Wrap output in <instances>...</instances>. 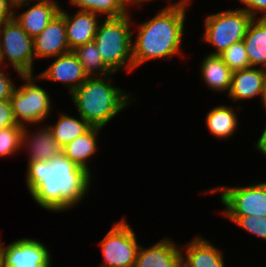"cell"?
I'll list each match as a JSON object with an SVG mask.
<instances>
[{
    "instance_id": "1",
    "label": "cell",
    "mask_w": 266,
    "mask_h": 267,
    "mask_svg": "<svg viewBox=\"0 0 266 267\" xmlns=\"http://www.w3.org/2000/svg\"><path fill=\"white\" fill-rule=\"evenodd\" d=\"M91 173L63 155L52 161L28 162L26 185L33 200L45 210L64 212L87 195Z\"/></svg>"
},
{
    "instance_id": "2",
    "label": "cell",
    "mask_w": 266,
    "mask_h": 267,
    "mask_svg": "<svg viewBox=\"0 0 266 267\" xmlns=\"http://www.w3.org/2000/svg\"><path fill=\"white\" fill-rule=\"evenodd\" d=\"M186 10L164 8L149 21L138 27L135 42L132 41L134 69L156 59H172L181 51Z\"/></svg>"
},
{
    "instance_id": "3",
    "label": "cell",
    "mask_w": 266,
    "mask_h": 267,
    "mask_svg": "<svg viewBox=\"0 0 266 267\" xmlns=\"http://www.w3.org/2000/svg\"><path fill=\"white\" fill-rule=\"evenodd\" d=\"M109 77L88 78L70 94L79 116L92 127L103 128L131 104V94L109 83Z\"/></svg>"
},
{
    "instance_id": "4",
    "label": "cell",
    "mask_w": 266,
    "mask_h": 267,
    "mask_svg": "<svg viewBox=\"0 0 266 267\" xmlns=\"http://www.w3.org/2000/svg\"><path fill=\"white\" fill-rule=\"evenodd\" d=\"M131 14L118 18H104L99 23L94 42L104 63L116 73L121 68L134 70L132 57Z\"/></svg>"
},
{
    "instance_id": "5",
    "label": "cell",
    "mask_w": 266,
    "mask_h": 267,
    "mask_svg": "<svg viewBox=\"0 0 266 267\" xmlns=\"http://www.w3.org/2000/svg\"><path fill=\"white\" fill-rule=\"evenodd\" d=\"M252 16L245 10H225L205 17L204 42L215 47L210 55H220L246 35Z\"/></svg>"
},
{
    "instance_id": "6",
    "label": "cell",
    "mask_w": 266,
    "mask_h": 267,
    "mask_svg": "<svg viewBox=\"0 0 266 267\" xmlns=\"http://www.w3.org/2000/svg\"><path fill=\"white\" fill-rule=\"evenodd\" d=\"M33 74L21 75L25 83L15 88L10 98L14 118L18 125L30 127L29 124L44 122L50 116L52 102L44 88L38 86Z\"/></svg>"
},
{
    "instance_id": "7",
    "label": "cell",
    "mask_w": 266,
    "mask_h": 267,
    "mask_svg": "<svg viewBox=\"0 0 266 267\" xmlns=\"http://www.w3.org/2000/svg\"><path fill=\"white\" fill-rule=\"evenodd\" d=\"M1 66L5 60L11 64L17 74H33L34 54L31 38L15 19L0 26Z\"/></svg>"
},
{
    "instance_id": "8",
    "label": "cell",
    "mask_w": 266,
    "mask_h": 267,
    "mask_svg": "<svg viewBox=\"0 0 266 267\" xmlns=\"http://www.w3.org/2000/svg\"><path fill=\"white\" fill-rule=\"evenodd\" d=\"M209 190L206 194L222 192L220 201L226 207L221 212L224 216H266V182L244 187H224L223 185Z\"/></svg>"
},
{
    "instance_id": "9",
    "label": "cell",
    "mask_w": 266,
    "mask_h": 267,
    "mask_svg": "<svg viewBox=\"0 0 266 267\" xmlns=\"http://www.w3.org/2000/svg\"><path fill=\"white\" fill-rule=\"evenodd\" d=\"M125 219L116 222L100 246L104 263L101 267H134L140 244Z\"/></svg>"
},
{
    "instance_id": "10",
    "label": "cell",
    "mask_w": 266,
    "mask_h": 267,
    "mask_svg": "<svg viewBox=\"0 0 266 267\" xmlns=\"http://www.w3.org/2000/svg\"><path fill=\"white\" fill-rule=\"evenodd\" d=\"M0 241L3 267H51L49 249L36 239L14 240L8 246Z\"/></svg>"
},
{
    "instance_id": "11",
    "label": "cell",
    "mask_w": 266,
    "mask_h": 267,
    "mask_svg": "<svg viewBox=\"0 0 266 267\" xmlns=\"http://www.w3.org/2000/svg\"><path fill=\"white\" fill-rule=\"evenodd\" d=\"M34 54L38 59L57 57L70 52L66 38L65 11H60L48 23L46 28L33 38Z\"/></svg>"
},
{
    "instance_id": "12",
    "label": "cell",
    "mask_w": 266,
    "mask_h": 267,
    "mask_svg": "<svg viewBox=\"0 0 266 267\" xmlns=\"http://www.w3.org/2000/svg\"><path fill=\"white\" fill-rule=\"evenodd\" d=\"M34 0H31V2ZM37 1V2H36ZM30 0H16L14 11L20 7L29 6ZM36 4L29 7V9L14 15V19L21 26V28L31 37L35 38L39 35L60 11V6L54 0H35Z\"/></svg>"
},
{
    "instance_id": "13",
    "label": "cell",
    "mask_w": 266,
    "mask_h": 267,
    "mask_svg": "<svg viewBox=\"0 0 266 267\" xmlns=\"http://www.w3.org/2000/svg\"><path fill=\"white\" fill-rule=\"evenodd\" d=\"M36 79L62 82L69 89V93H72L88 79V76L77 55L70 51L57 56L46 70L37 75Z\"/></svg>"
},
{
    "instance_id": "14",
    "label": "cell",
    "mask_w": 266,
    "mask_h": 267,
    "mask_svg": "<svg viewBox=\"0 0 266 267\" xmlns=\"http://www.w3.org/2000/svg\"><path fill=\"white\" fill-rule=\"evenodd\" d=\"M181 255L182 249L166 237L148 248L140 246L134 267H182Z\"/></svg>"
},
{
    "instance_id": "15",
    "label": "cell",
    "mask_w": 266,
    "mask_h": 267,
    "mask_svg": "<svg viewBox=\"0 0 266 267\" xmlns=\"http://www.w3.org/2000/svg\"><path fill=\"white\" fill-rule=\"evenodd\" d=\"M98 14L78 10L74 15L65 11L66 38L70 51L92 42L99 25Z\"/></svg>"
},
{
    "instance_id": "16",
    "label": "cell",
    "mask_w": 266,
    "mask_h": 267,
    "mask_svg": "<svg viewBox=\"0 0 266 267\" xmlns=\"http://www.w3.org/2000/svg\"><path fill=\"white\" fill-rule=\"evenodd\" d=\"M266 86V69L249 67L232 72L229 98L241 101L260 95L262 99Z\"/></svg>"
},
{
    "instance_id": "17",
    "label": "cell",
    "mask_w": 266,
    "mask_h": 267,
    "mask_svg": "<svg viewBox=\"0 0 266 267\" xmlns=\"http://www.w3.org/2000/svg\"><path fill=\"white\" fill-rule=\"evenodd\" d=\"M23 128L21 145L22 148L26 146L30 153L27 162L52 161L62 156V147L55 140L48 127L40 128L32 133V136L27 126Z\"/></svg>"
},
{
    "instance_id": "18",
    "label": "cell",
    "mask_w": 266,
    "mask_h": 267,
    "mask_svg": "<svg viewBox=\"0 0 266 267\" xmlns=\"http://www.w3.org/2000/svg\"><path fill=\"white\" fill-rule=\"evenodd\" d=\"M182 251V267H225L223 254L220 249L213 246L208 240L195 236ZM185 254V255H184Z\"/></svg>"
},
{
    "instance_id": "19",
    "label": "cell",
    "mask_w": 266,
    "mask_h": 267,
    "mask_svg": "<svg viewBox=\"0 0 266 267\" xmlns=\"http://www.w3.org/2000/svg\"><path fill=\"white\" fill-rule=\"evenodd\" d=\"M102 128L91 127L83 135L78 136L73 141L62 147V155L68 158L76 166L90 171L87 161L95 155L97 147V133Z\"/></svg>"
},
{
    "instance_id": "20",
    "label": "cell",
    "mask_w": 266,
    "mask_h": 267,
    "mask_svg": "<svg viewBox=\"0 0 266 267\" xmlns=\"http://www.w3.org/2000/svg\"><path fill=\"white\" fill-rule=\"evenodd\" d=\"M250 67L266 69V19L253 18L243 38Z\"/></svg>"
},
{
    "instance_id": "21",
    "label": "cell",
    "mask_w": 266,
    "mask_h": 267,
    "mask_svg": "<svg viewBox=\"0 0 266 267\" xmlns=\"http://www.w3.org/2000/svg\"><path fill=\"white\" fill-rule=\"evenodd\" d=\"M201 74L206 85L211 90L229 92L231 87L232 71L223 62L219 55H208L201 63Z\"/></svg>"
},
{
    "instance_id": "22",
    "label": "cell",
    "mask_w": 266,
    "mask_h": 267,
    "mask_svg": "<svg viewBox=\"0 0 266 267\" xmlns=\"http://www.w3.org/2000/svg\"><path fill=\"white\" fill-rule=\"evenodd\" d=\"M231 106L220 105L212 108L206 116V125L210 134L218 138H228L237 130L238 116Z\"/></svg>"
},
{
    "instance_id": "23",
    "label": "cell",
    "mask_w": 266,
    "mask_h": 267,
    "mask_svg": "<svg viewBox=\"0 0 266 267\" xmlns=\"http://www.w3.org/2000/svg\"><path fill=\"white\" fill-rule=\"evenodd\" d=\"M91 127L81 116L78 119L64 113L60 114L57 123L48 126L53 137L61 147L73 141L78 136L83 135Z\"/></svg>"
},
{
    "instance_id": "24",
    "label": "cell",
    "mask_w": 266,
    "mask_h": 267,
    "mask_svg": "<svg viewBox=\"0 0 266 267\" xmlns=\"http://www.w3.org/2000/svg\"><path fill=\"white\" fill-rule=\"evenodd\" d=\"M73 52L77 55L79 62L83 65L85 74L88 78L98 77L97 74L99 77L114 74V72L104 63L94 41L77 47Z\"/></svg>"
},
{
    "instance_id": "25",
    "label": "cell",
    "mask_w": 266,
    "mask_h": 267,
    "mask_svg": "<svg viewBox=\"0 0 266 267\" xmlns=\"http://www.w3.org/2000/svg\"><path fill=\"white\" fill-rule=\"evenodd\" d=\"M79 10L88 11L105 18H118L127 15L130 2L128 0H69ZM105 14V15H104Z\"/></svg>"
},
{
    "instance_id": "26",
    "label": "cell",
    "mask_w": 266,
    "mask_h": 267,
    "mask_svg": "<svg viewBox=\"0 0 266 267\" xmlns=\"http://www.w3.org/2000/svg\"><path fill=\"white\" fill-rule=\"evenodd\" d=\"M219 56L232 72L250 67L243 40L230 45Z\"/></svg>"
},
{
    "instance_id": "27",
    "label": "cell",
    "mask_w": 266,
    "mask_h": 267,
    "mask_svg": "<svg viewBox=\"0 0 266 267\" xmlns=\"http://www.w3.org/2000/svg\"><path fill=\"white\" fill-rule=\"evenodd\" d=\"M22 126H10L0 129V157L14 155L21 150Z\"/></svg>"
},
{
    "instance_id": "28",
    "label": "cell",
    "mask_w": 266,
    "mask_h": 267,
    "mask_svg": "<svg viewBox=\"0 0 266 267\" xmlns=\"http://www.w3.org/2000/svg\"><path fill=\"white\" fill-rule=\"evenodd\" d=\"M250 234L266 240V216H225Z\"/></svg>"
},
{
    "instance_id": "29",
    "label": "cell",
    "mask_w": 266,
    "mask_h": 267,
    "mask_svg": "<svg viewBox=\"0 0 266 267\" xmlns=\"http://www.w3.org/2000/svg\"><path fill=\"white\" fill-rule=\"evenodd\" d=\"M10 126H20L17 124L10 100H0V129Z\"/></svg>"
},
{
    "instance_id": "30",
    "label": "cell",
    "mask_w": 266,
    "mask_h": 267,
    "mask_svg": "<svg viewBox=\"0 0 266 267\" xmlns=\"http://www.w3.org/2000/svg\"><path fill=\"white\" fill-rule=\"evenodd\" d=\"M245 4V8H237L248 12L252 18H264L266 19V0H239ZM258 13L263 14L261 17H257ZM257 14V15H256Z\"/></svg>"
},
{
    "instance_id": "31",
    "label": "cell",
    "mask_w": 266,
    "mask_h": 267,
    "mask_svg": "<svg viewBox=\"0 0 266 267\" xmlns=\"http://www.w3.org/2000/svg\"><path fill=\"white\" fill-rule=\"evenodd\" d=\"M16 87L18 86H15L5 71L0 68V100H10Z\"/></svg>"
},
{
    "instance_id": "32",
    "label": "cell",
    "mask_w": 266,
    "mask_h": 267,
    "mask_svg": "<svg viewBox=\"0 0 266 267\" xmlns=\"http://www.w3.org/2000/svg\"><path fill=\"white\" fill-rule=\"evenodd\" d=\"M16 0H0V26L14 19V5Z\"/></svg>"
},
{
    "instance_id": "33",
    "label": "cell",
    "mask_w": 266,
    "mask_h": 267,
    "mask_svg": "<svg viewBox=\"0 0 266 267\" xmlns=\"http://www.w3.org/2000/svg\"><path fill=\"white\" fill-rule=\"evenodd\" d=\"M147 1H152V0H136L133 4H135V5L139 4V6H141L142 3L147 2ZM190 2H191V0H180V1L176 2V3L174 2L173 4L171 2V4L169 3L166 6V8H178V9L186 10V7L190 4Z\"/></svg>"
},
{
    "instance_id": "34",
    "label": "cell",
    "mask_w": 266,
    "mask_h": 267,
    "mask_svg": "<svg viewBox=\"0 0 266 267\" xmlns=\"http://www.w3.org/2000/svg\"><path fill=\"white\" fill-rule=\"evenodd\" d=\"M256 149L259 150L263 155L266 156V125L261 134V137L258 139L256 143Z\"/></svg>"
},
{
    "instance_id": "35",
    "label": "cell",
    "mask_w": 266,
    "mask_h": 267,
    "mask_svg": "<svg viewBox=\"0 0 266 267\" xmlns=\"http://www.w3.org/2000/svg\"><path fill=\"white\" fill-rule=\"evenodd\" d=\"M261 100H262V103H263V105H264V107L266 109V86H265V89L263 91V95H262V99Z\"/></svg>"
},
{
    "instance_id": "36",
    "label": "cell",
    "mask_w": 266,
    "mask_h": 267,
    "mask_svg": "<svg viewBox=\"0 0 266 267\" xmlns=\"http://www.w3.org/2000/svg\"><path fill=\"white\" fill-rule=\"evenodd\" d=\"M0 267H3V266H2V259H1V255H0Z\"/></svg>"
},
{
    "instance_id": "37",
    "label": "cell",
    "mask_w": 266,
    "mask_h": 267,
    "mask_svg": "<svg viewBox=\"0 0 266 267\" xmlns=\"http://www.w3.org/2000/svg\"><path fill=\"white\" fill-rule=\"evenodd\" d=\"M128 1L133 4L136 0H128Z\"/></svg>"
}]
</instances>
